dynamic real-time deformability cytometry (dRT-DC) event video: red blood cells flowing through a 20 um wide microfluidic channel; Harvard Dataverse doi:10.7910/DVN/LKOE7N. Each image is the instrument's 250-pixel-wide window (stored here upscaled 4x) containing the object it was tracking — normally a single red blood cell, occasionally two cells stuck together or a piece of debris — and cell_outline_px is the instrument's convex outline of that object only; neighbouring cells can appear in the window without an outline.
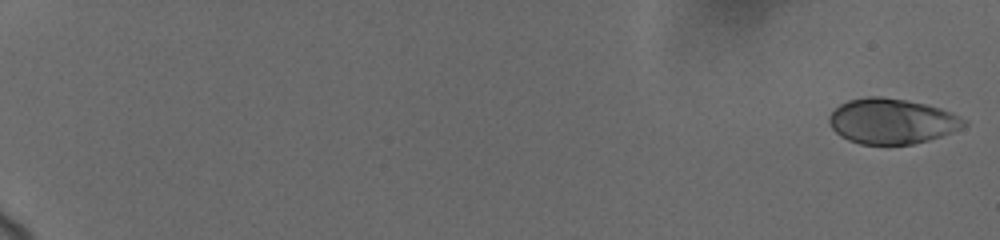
{"species": "human", "species_latin": "Homo sapiens", "temperature_condition": "cold", "stored_images_in_passage": 11, "camera_frame_rate_fps": 3000, "um_per_image_px": 0.085, "donor": {"sex": "female"}, "frame": {"image": 1, "passage_image": 1, "time_ms": 0.0, "image_size_px": [1000, 240], "cell_outline_px": [[968, 124], [960, 128], [940, 136], [928, 140], [912, 144], [860, 144], [848, 140], [840, 136], [832, 128], [828, 120], [828, 116], [840, 104], [848, 100], [868, 96], [880, 96], [904, 100], [924, 104], [940, 108], [952, 112], [968, 120]], "centroid_in_image_um": [75.8, 10.3], "position_along_channel_um": 9.2, "area_um2": 35.49}}